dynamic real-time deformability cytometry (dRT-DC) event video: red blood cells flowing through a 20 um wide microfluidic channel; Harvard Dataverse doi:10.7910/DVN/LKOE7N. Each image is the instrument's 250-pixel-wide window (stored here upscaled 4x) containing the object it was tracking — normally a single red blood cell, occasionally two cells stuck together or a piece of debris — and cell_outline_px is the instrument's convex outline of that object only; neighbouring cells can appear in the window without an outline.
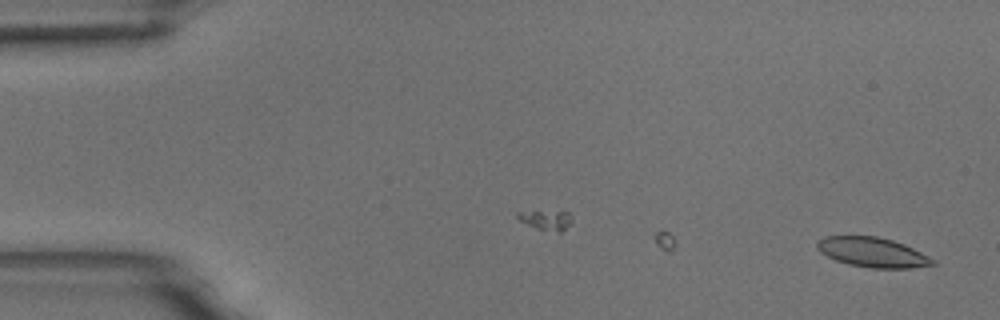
{"species": "common noctule bat (a hibernating species)", "species_latin": "Nyctalus noctula", "temperature_condition": "room temperature", "stored_images_in_passage": 48, "camera_frame_rate_fps": 3000, "um_per_image_px": 0.085, "animal": {"sex": "male", "body_mass_g": 18.8}, "frame": {"image": 1, "passage_image": 1, "time_ms": 0.0, "image_size_px": [1000, 320], "cell_outline_px": [[936, 264], [908, 268], [872, 268], [848, 264], [836, 260], [820, 252], [816, 248], [816, 240], [824, 236], [876, 236], [892, 240], [904, 244], [936, 260]], "centroid_in_image_um": [74.13, 21.44], "position_along_channel_um": 10.9, "area_um2": 20.0}}
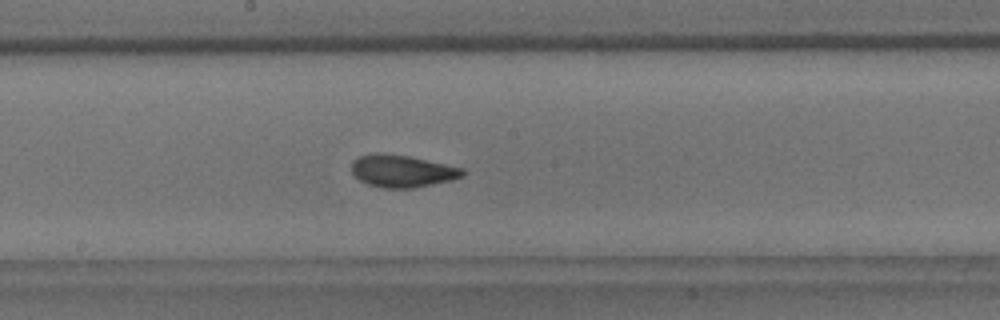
{"frame": {"image": 2, "passage_image": 28, "time_ms": 9.0, "image_size_px": [1000, 320], "cell_outline_px": [[464, 176], [452, 180], [412, 188], [380, 188], [368, 184], [360, 180], [352, 172], [352, 164], [360, 156], [408, 156], [464, 168]], "centroid_in_image_um": [34.26, 14.59], "position_along_channel_um": 213.9, "area_um2": 20.0}}
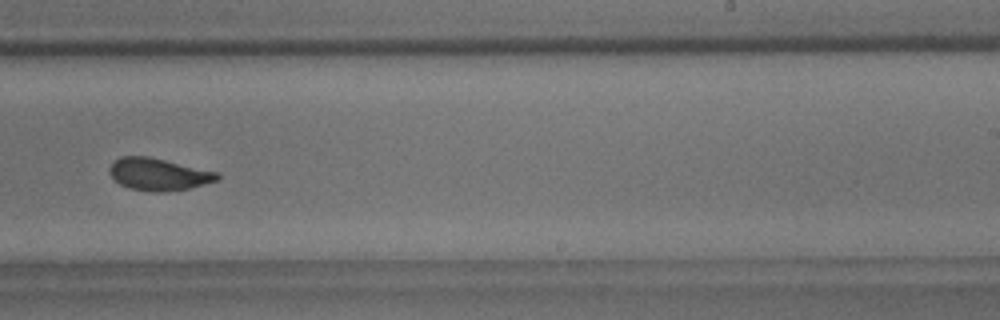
{"frame": {"image": 3, "passage_image": 33, "time_ms": 10.667, "image_size_px": [1000, 320], "cell_outline_px": [[220, 176], [216, 180], [188, 188], [164, 192], [152, 192], [128, 188], [120, 184], [108, 172], [108, 168], [120, 156], [148, 156], [216, 172]], "centroid_in_image_um": [13.41, 14.81], "position_along_channel_um": 275.6, "area_um2": 19.88}, "authors_computed_cell_mechanics": {"area_um2": 20.1433, "velocity_mm_per_s": 3.699, "shape_relaxation_time_tau1_ms": 3.5277, "shape_relaxation_time_tau2_ms": 1.274, "deformation_change_tau1": 0.1395, "deformation_change_tau2": 0.0464}}